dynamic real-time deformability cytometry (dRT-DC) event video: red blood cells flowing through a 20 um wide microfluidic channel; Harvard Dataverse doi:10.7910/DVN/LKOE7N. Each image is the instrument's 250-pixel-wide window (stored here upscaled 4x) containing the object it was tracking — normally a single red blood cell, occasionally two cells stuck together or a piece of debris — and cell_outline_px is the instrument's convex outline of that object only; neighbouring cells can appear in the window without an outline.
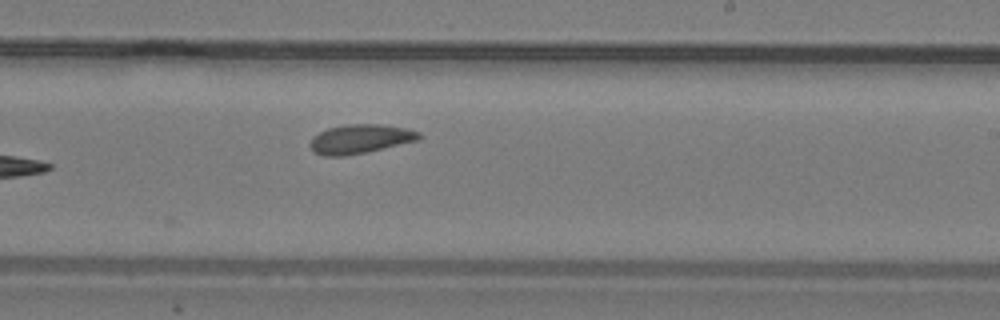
{"species": "common noctule bat (a hibernating species)", "species_latin": "Nyctalus noctula", "temperature_condition": "warm", "stored_images_in_passage": 17, "camera_frame_rate_fps": 3000, "um_per_image_px": 0.085, "animal": {"sex": "male", "body_mass_g": 19.2, "forearm_length_mm": 51.8}, "frame": {"image": 1, "passage_image": 17, "time_ms": 5.333, "image_size_px": [1000, 320], "cell_outline_px": [[424, 136], [420, 140], [364, 152], [344, 156], [324, 156], [316, 152], [308, 144], [312, 136], [328, 128], [348, 124], [380, 124], [404, 128], [420, 132]], "centroid_in_image_um": [30.63, 11.8], "position_along_channel_um": 258.4, "area_um2": 18.38}}